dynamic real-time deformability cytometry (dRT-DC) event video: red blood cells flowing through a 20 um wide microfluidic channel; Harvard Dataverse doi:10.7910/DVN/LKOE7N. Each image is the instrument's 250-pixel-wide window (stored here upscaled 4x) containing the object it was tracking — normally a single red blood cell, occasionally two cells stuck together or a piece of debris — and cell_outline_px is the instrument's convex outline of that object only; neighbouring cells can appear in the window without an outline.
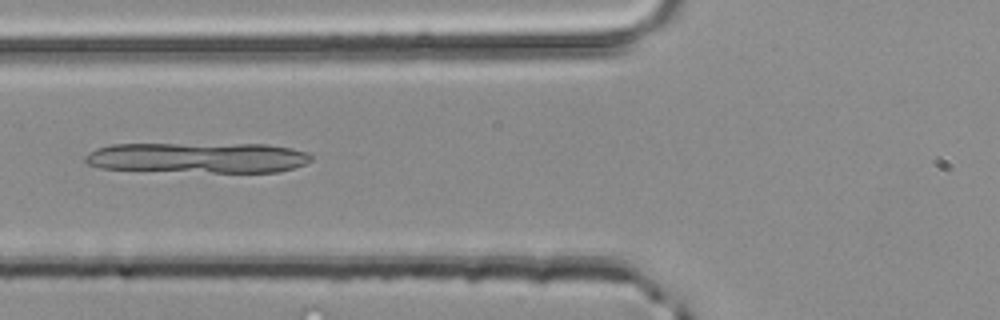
{"species": "common noctule bat (a hibernating species)", "species_latin": "Nyctalus noctula", "temperature_condition": "room temperature", "stored_images_in_passage": 35, "camera_frame_rate_fps": 3000, "um_per_image_px": 0.085, "animal": {"sex": "male", "body_mass_g": 20.4}, "frame": {"image": 1, "passage_image": 5, "time_ms": 1.333, "image_size_px": [1000, 320], "cell_outline_px": [[312, 160], [304, 164], [280, 172], [212, 172], [100, 168], [88, 164], [84, 160], [84, 156], [88, 152], [96, 148], [112, 144], [268, 144], [292, 148], [308, 152], [312, 156]], "centroid_in_image_um": [16.85, 13.39], "position_along_channel_um": 108.9, "area_um2": 40.23}}
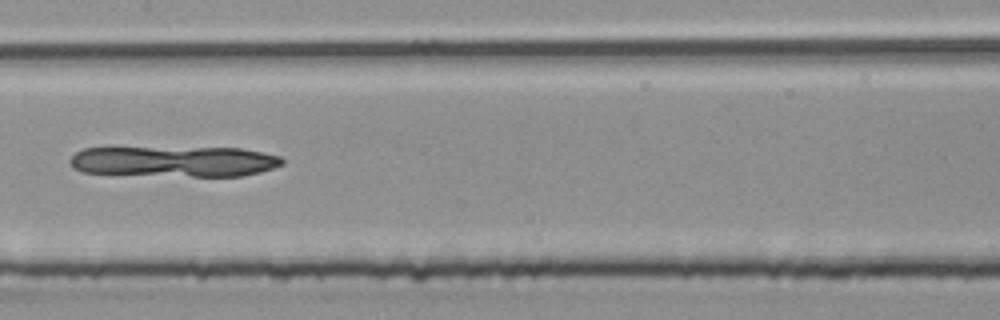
{"frame": {"image": 2, "passage_image": 11, "time_ms": 3.333, "image_size_px": [1000, 320], "cell_outline_px": [[284, 164], [260, 172], [240, 176], [192, 176], [84, 172], [76, 168], [68, 160], [76, 152], [84, 148], [240, 148], [280, 156], [284, 160]], "centroid_in_image_um": [14.87, 13.71], "position_along_channel_um": 192.5, "area_um2": 37.4}}
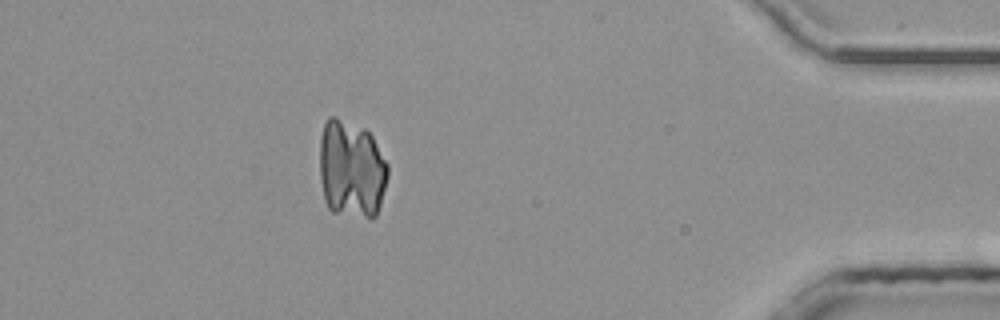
{"frame": {"image": 3, "passage_image": 30, "time_ms": 9.667, "image_size_px": [1000, 320], "cell_outline_px": [[388, 176], [380, 204], [376, 216], [372, 220], [332, 212], [328, 208], [324, 200], [320, 176], [320, 140], [324, 124], [328, 116], [336, 116], [364, 128], [372, 136], [388, 164]], "centroid_in_image_um": [29.87, 14.4], "position_along_channel_um": 405.3, "area_um2": 39.54}}